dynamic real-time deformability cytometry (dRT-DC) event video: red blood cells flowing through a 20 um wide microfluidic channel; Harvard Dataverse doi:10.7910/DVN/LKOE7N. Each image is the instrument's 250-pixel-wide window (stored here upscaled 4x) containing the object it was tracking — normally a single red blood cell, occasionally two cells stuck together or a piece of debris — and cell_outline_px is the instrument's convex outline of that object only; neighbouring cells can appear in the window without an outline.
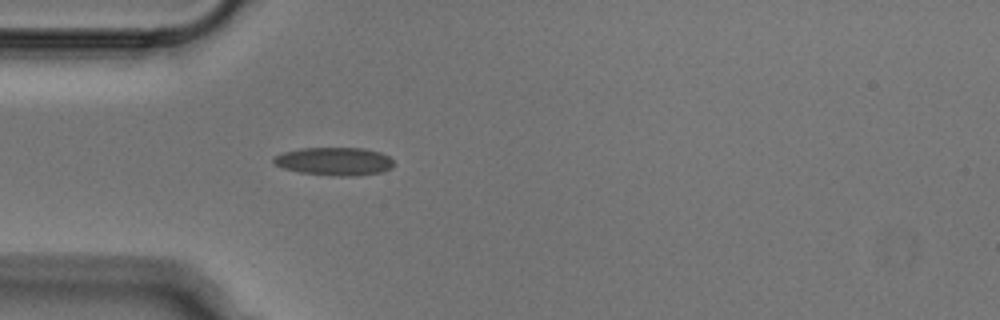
{"species": "Egyptian fruit bat (a non-hibernating species)", "species_latin": "Rousettus aegyptiacus", "temperature_condition": "cold", "stored_images_in_passage": 38, "camera_frame_rate_fps": 3000, "um_per_image_px": 0.085, "animal": {"sex": "male"}, "frame": {"image": 1, "passage_image": 1, "time_ms": 0.0, "image_size_px": [1000, 320], "cell_outline_px": [[392, 168], [384, 172], [352, 176], [336, 176], [300, 172], [284, 168], [276, 164], [272, 160], [276, 156], [284, 152], [300, 148], [364, 148], [380, 152], [388, 156], [392, 160]], "centroid_in_image_um": [28.45, 13.71], "position_along_channel_um": 56.5, "area_um2": 19.54}}
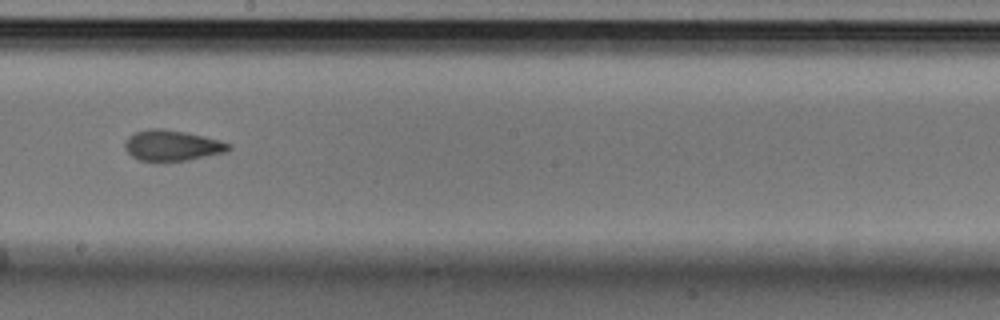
{"frame": {"image": 2, "passage_image": 15, "time_ms": 4.667, "image_size_px": [1000, 320], "cell_outline_px": [[232, 148], [228, 152], [188, 160], [140, 160], [132, 156], [124, 148], [124, 144], [128, 136], [136, 132], [148, 128], [164, 128], [204, 136], [220, 140], [232, 144]], "centroid_in_image_um": [14.67, 12.35], "position_along_channel_um": 233.5, "area_um2": 18.55}}
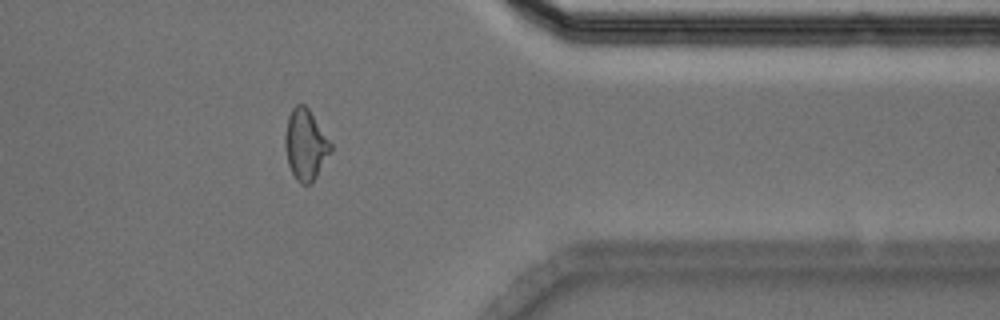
{"frame": {"image": 3, "passage_image": 28, "time_ms": 9.0, "image_size_px": [1000, 320], "cell_outline_px": [[332, 152], [312, 184], [300, 184], [296, 180], [288, 164], [284, 148], [284, 136], [288, 116], [292, 108], [296, 104], [304, 104], [308, 108], [332, 144]], "centroid_in_image_um": [25.96, 12.32], "position_along_channel_um": 385.4, "area_um2": 19.07}}